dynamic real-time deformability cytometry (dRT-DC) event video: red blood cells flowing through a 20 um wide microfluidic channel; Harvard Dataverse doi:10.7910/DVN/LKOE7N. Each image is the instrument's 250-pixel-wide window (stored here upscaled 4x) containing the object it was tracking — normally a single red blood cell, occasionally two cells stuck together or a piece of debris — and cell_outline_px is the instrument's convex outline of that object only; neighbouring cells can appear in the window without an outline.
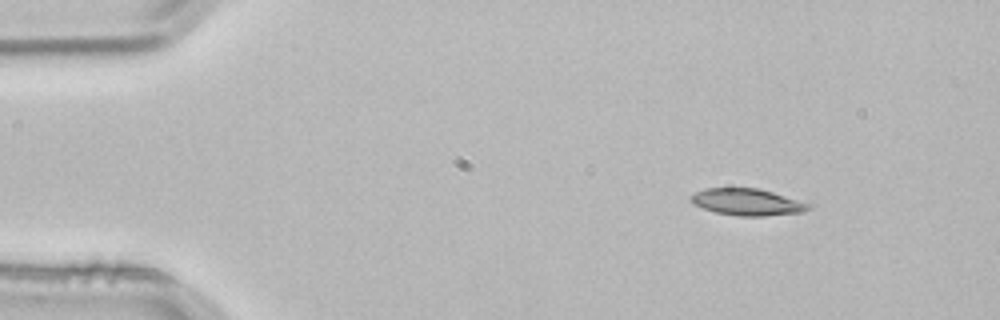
{"species": "common noctule bat (a hibernating species)", "species_latin": "Nyctalus noctula", "temperature_condition": "room temperature", "stored_images_in_passage": 3, "camera_frame_rate_fps": 3000, "um_per_image_px": 0.085, "animal": {"sex": "male", "body_mass_g": 21.5, "forearm_length_mm": 52.0}, "frame": {"image": 1, "passage_image": 1, "time_ms": 0.0, "image_size_px": [1000, 320], "cell_outline_px": [[812, 208], [804, 212], [764, 216], [740, 216], [716, 212], [704, 208], [696, 204], [692, 200], [692, 196], [696, 192], [704, 188], [756, 188], [772, 192], [812, 204]], "centroid_in_image_um": [63.59, 17.18], "position_along_channel_um": 21.4, "area_um2": 18.09}}
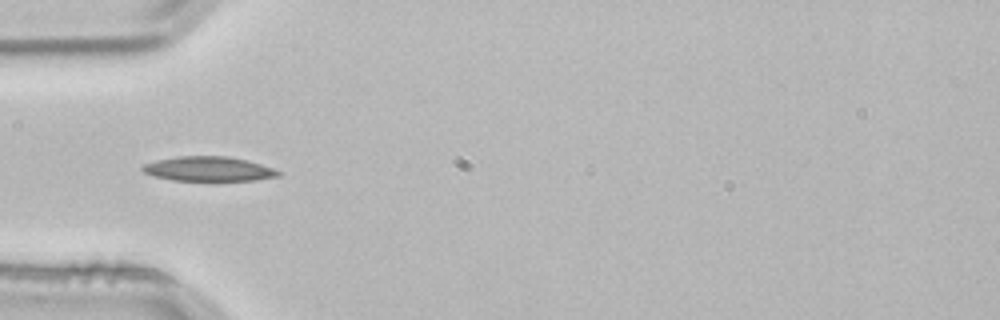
{"frame": {"image": 2, "passage_image": 3, "time_ms": 0.667, "image_size_px": [1000, 320], "cell_outline_px": [[280, 176], [256, 180], [172, 180], [152, 176], [144, 172], [140, 168], [144, 164], [156, 160], [176, 156], [228, 156], [248, 160], [272, 168], [280, 172]], "centroid_in_image_um": [17.7, 14.35], "position_along_channel_um": 67.3, "area_um2": 19.42}}